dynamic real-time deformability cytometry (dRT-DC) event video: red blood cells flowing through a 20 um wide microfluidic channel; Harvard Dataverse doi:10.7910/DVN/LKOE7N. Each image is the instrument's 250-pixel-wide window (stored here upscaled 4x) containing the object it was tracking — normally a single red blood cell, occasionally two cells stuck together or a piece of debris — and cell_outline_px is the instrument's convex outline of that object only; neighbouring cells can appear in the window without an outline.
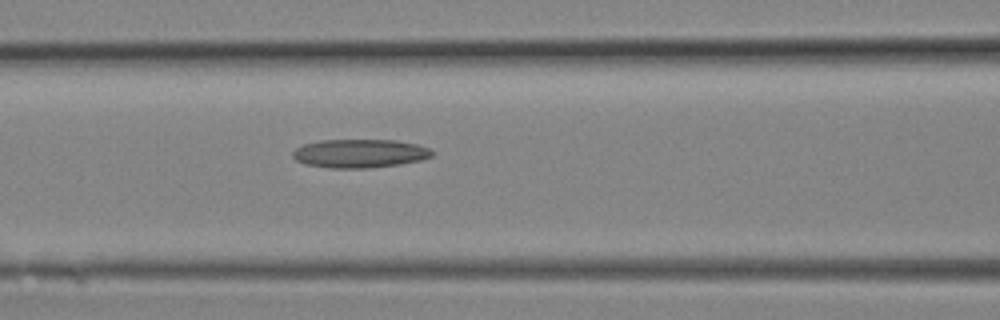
{"species": "Egyptian fruit bat (a non-hibernating species)", "species_latin": "Rousettus aegyptiacus", "temperature_condition": "room temperature", "stored_images_in_passage": 8, "segment_of_instrument_passage": [1, 2], "camera_frame_rate_fps": 3000, "um_per_image_px": 0.085, "animal": {"sex": "female"}, "frame": {"image": 1, "passage_image": 7, "time_ms": 2.0, "image_size_px": [1000, 320], "cell_outline_px": [[436, 152], [432, 156], [420, 160], [400, 164], [368, 168], [328, 168], [304, 164], [296, 160], [292, 156], [292, 152], [296, 148], [304, 144], [320, 140], [396, 140], [416, 144], [428, 148]], "centroid_in_image_um": [30.57, 13.04], "position_along_channel_um": 136.0, "area_um2": 23.29}}